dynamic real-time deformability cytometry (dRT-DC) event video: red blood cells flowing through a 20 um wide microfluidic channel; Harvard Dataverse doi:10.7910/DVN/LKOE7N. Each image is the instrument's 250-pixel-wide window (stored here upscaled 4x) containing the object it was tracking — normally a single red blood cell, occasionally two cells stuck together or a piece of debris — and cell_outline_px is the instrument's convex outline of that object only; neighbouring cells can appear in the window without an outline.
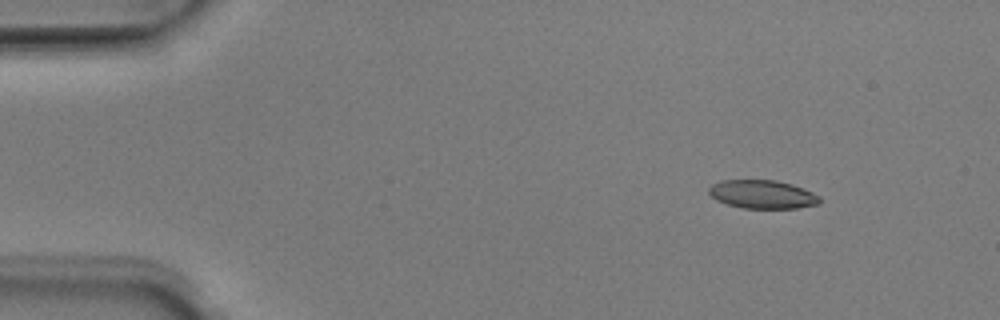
{"species": "Egyptian fruit bat (a non-hibernating species)", "species_latin": "Rousettus aegyptiacus", "temperature_condition": "room temperature", "stored_images_in_passage": 51, "camera_frame_rate_fps": 3000, "um_per_image_px": 0.085, "animal": {"sex": "male"}, "frame": {"image": 1, "passage_image": 6, "time_ms": 1.667, "image_size_px": [1000, 320], "cell_outline_px": [[820, 204], [796, 208], [744, 208], [728, 204], [716, 200], [708, 192], [708, 188], [712, 184], [720, 180], [776, 180], [792, 184], [812, 192], [820, 196]], "centroid_in_image_um": [64.8, 16.51], "position_along_channel_um": 20.2, "area_um2": 18.38}}
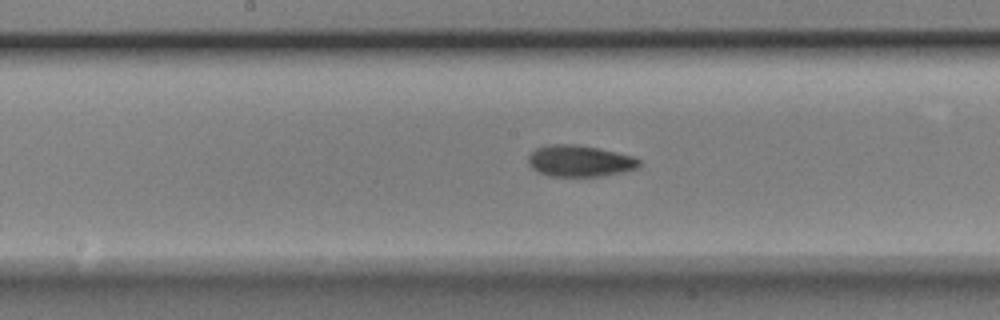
{"frame": {"image": 2, "passage_image": 26, "time_ms": 8.333, "image_size_px": [1000, 320], "cell_outline_px": [[640, 168], [600, 176], [548, 176], [536, 172], [528, 164], [528, 156], [536, 148], [548, 144], [576, 144], [600, 148], [632, 156], [640, 160]], "centroid_in_image_um": [49.25, 13.68], "position_along_channel_um": 199.0, "area_um2": 20.46}}
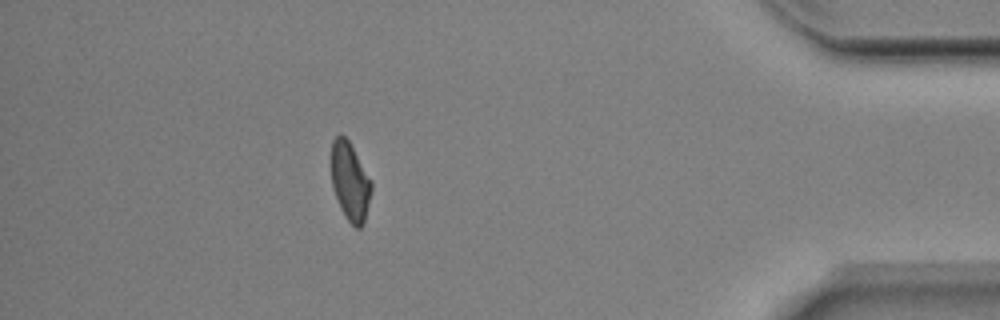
{"frame": {"image": 3, "passage_image": 45, "time_ms": 14.667, "image_size_px": [1000, 320], "cell_outline_px": [[372, 188], [364, 224], [360, 228], [356, 228], [344, 216], [340, 208], [332, 188], [332, 140], [340, 132], [348, 140], [372, 180]], "centroid_in_image_um": [29.76, 15.44], "position_along_channel_um": 405.4, "area_um2": 18.38}, "authors_computed_cell_mechanics": {"area_um2": 19.4208, "velocity_mm_per_s": 4.0072, "shape_relaxation_time_tau1_ms": 2.586, "shape_relaxation_time_tau2_ms": 3.0282, "deformation_change_tau1": 0.1406, "deformation_change_tau2": 0.092}}